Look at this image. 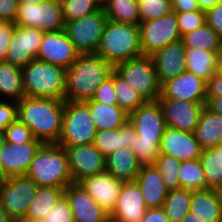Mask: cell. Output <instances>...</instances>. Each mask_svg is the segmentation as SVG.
I'll return each instance as SVG.
<instances>
[{
	"mask_svg": "<svg viewBox=\"0 0 222 222\" xmlns=\"http://www.w3.org/2000/svg\"><path fill=\"white\" fill-rule=\"evenodd\" d=\"M41 145L42 143L36 139L23 144L6 142L0 151V177L26 175L30 163Z\"/></svg>",
	"mask_w": 222,
	"mask_h": 222,
	"instance_id": "5bb4252c",
	"label": "cell"
},
{
	"mask_svg": "<svg viewBox=\"0 0 222 222\" xmlns=\"http://www.w3.org/2000/svg\"><path fill=\"white\" fill-rule=\"evenodd\" d=\"M140 222H170L162 207L149 208Z\"/></svg>",
	"mask_w": 222,
	"mask_h": 222,
	"instance_id": "db71d44e",
	"label": "cell"
},
{
	"mask_svg": "<svg viewBox=\"0 0 222 222\" xmlns=\"http://www.w3.org/2000/svg\"><path fill=\"white\" fill-rule=\"evenodd\" d=\"M154 165L159 170L168 191L180 188L179 172L181 161L177 160L173 156L160 154Z\"/></svg>",
	"mask_w": 222,
	"mask_h": 222,
	"instance_id": "f35d334b",
	"label": "cell"
},
{
	"mask_svg": "<svg viewBox=\"0 0 222 222\" xmlns=\"http://www.w3.org/2000/svg\"><path fill=\"white\" fill-rule=\"evenodd\" d=\"M18 0H0V22L14 23L18 13Z\"/></svg>",
	"mask_w": 222,
	"mask_h": 222,
	"instance_id": "681fc988",
	"label": "cell"
},
{
	"mask_svg": "<svg viewBox=\"0 0 222 222\" xmlns=\"http://www.w3.org/2000/svg\"><path fill=\"white\" fill-rule=\"evenodd\" d=\"M214 148L219 152V162H220V167L222 168V143H220Z\"/></svg>",
	"mask_w": 222,
	"mask_h": 222,
	"instance_id": "6125c7cd",
	"label": "cell"
},
{
	"mask_svg": "<svg viewBox=\"0 0 222 222\" xmlns=\"http://www.w3.org/2000/svg\"><path fill=\"white\" fill-rule=\"evenodd\" d=\"M201 167L205 174L206 189H215L222 184V168L219 162V152L215 148L202 150Z\"/></svg>",
	"mask_w": 222,
	"mask_h": 222,
	"instance_id": "74e56055",
	"label": "cell"
},
{
	"mask_svg": "<svg viewBox=\"0 0 222 222\" xmlns=\"http://www.w3.org/2000/svg\"><path fill=\"white\" fill-rule=\"evenodd\" d=\"M16 25L11 22H0V61L5 60L7 46Z\"/></svg>",
	"mask_w": 222,
	"mask_h": 222,
	"instance_id": "f907efd6",
	"label": "cell"
},
{
	"mask_svg": "<svg viewBox=\"0 0 222 222\" xmlns=\"http://www.w3.org/2000/svg\"><path fill=\"white\" fill-rule=\"evenodd\" d=\"M21 71L25 96L65 100V68L36 59Z\"/></svg>",
	"mask_w": 222,
	"mask_h": 222,
	"instance_id": "5b68a950",
	"label": "cell"
},
{
	"mask_svg": "<svg viewBox=\"0 0 222 222\" xmlns=\"http://www.w3.org/2000/svg\"><path fill=\"white\" fill-rule=\"evenodd\" d=\"M185 54L186 48L180 39L167 44L150 55L154 62L160 85L186 71Z\"/></svg>",
	"mask_w": 222,
	"mask_h": 222,
	"instance_id": "7402d4cb",
	"label": "cell"
},
{
	"mask_svg": "<svg viewBox=\"0 0 222 222\" xmlns=\"http://www.w3.org/2000/svg\"><path fill=\"white\" fill-rule=\"evenodd\" d=\"M4 135L6 142L12 144L28 143L35 139L31 130L18 119L7 126Z\"/></svg>",
	"mask_w": 222,
	"mask_h": 222,
	"instance_id": "ee69618b",
	"label": "cell"
},
{
	"mask_svg": "<svg viewBox=\"0 0 222 222\" xmlns=\"http://www.w3.org/2000/svg\"><path fill=\"white\" fill-rule=\"evenodd\" d=\"M96 54L113 66L143 56L139 26L108 19Z\"/></svg>",
	"mask_w": 222,
	"mask_h": 222,
	"instance_id": "277c9868",
	"label": "cell"
},
{
	"mask_svg": "<svg viewBox=\"0 0 222 222\" xmlns=\"http://www.w3.org/2000/svg\"><path fill=\"white\" fill-rule=\"evenodd\" d=\"M138 26L143 55L150 56L167 44L181 39L174 11L161 18L140 22Z\"/></svg>",
	"mask_w": 222,
	"mask_h": 222,
	"instance_id": "8fae6325",
	"label": "cell"
},
{
	"mask_svg": "<svg viewBox=\"0 0 222 222\" xmlns=\"http://www.w3.org/2000/svg\"><path fill=\"white\" fill-rule=\"evenodd\" d=\"M108 18L99 11L65 22L64 30L79 54H96Z\"/></svg>",
	"mask_w": 222,
	"mask_h": 222,
	"instance_id": "9c48e42d",
	"label": "cell"
},
{
	"mask_svg": "<svg viewBox=\"0 0 222 222\" xmlns=\"http://www.w3.org/2000/svg\"><path fill=\"white\" fill-rule=\"evenodd\" d=\"M107 18L111 21L139 25L137 0H109L103 7Z\"/></svg>",
	"mask_w": 222,
	"mask_h": 222,
	"instance_id": "836d02e7",
	"label": "cell"
},
{
	"mask_svg": "<svg viewBox=\"0 0 222 222\" xmlns=\"http://www.w3.org/2000/svg\"><path fill=\"white\" fill-rule=\"evenodd\" d=\"M109 0H96V2L101 6V8L104 7V5L108 2Z\"/></svg>",
	"mask_w": 222,
	"mask_h": 222,
	"instance_id": "03108f58",
	"label": "cell"
},
{
	"mask_svg": "<svg viewBox=\"0 0 222 222\" xmlns=\"http://www.w3.org/2000/svg\"><path fill=\"white\" fill-rule=\"evenodd\" d=\"M85 102H99L106 105H118L114 90L112 72L109 77L101 82L91 100Z\"/></svg>",
	"mask_w": 222,
	"mask_h": 222,
	"instance_id": "bcb514c9",
	"label": "cell"
},
{
	"mask_svg": "<svg viewBox=\"0 0 222 222\" xmlns=\"http://www.w3.org/2000/svg\"><path fill=\"white\" fill-rule=\"evenodd\" d=\"M78 55L79 53L63 29L56 32H45L37 60L67 69Z\"/></svg>",
	"mask_w": 222,
	"mask_h": 222,
	"instance_id": "e0dca14e",
	"label": "cell"
},
{
	"mask_svg": "<svg viewBox=\"0 0 222 222\" xmlns=\"http://www.w3.org/2000/svg\"><path fill=\"white\" fill-rule=\"evenodd\" d=\"M63 148L68 157V166L74 183L85 177L105 172L106 158L93 144Z\"/></svg>",
	"mask_w": 222,
	"mask_h": 222,
	"instance_id": "4fadbf2b",
	"label": "cell"
},
{
	"mask_svg": "<svg viewBox=\"0 0 222 222\" xmlns=\"http://www.w3.org/2000/svg\"><path fill=\"white\" fill-rule=\"evenodd\" d=\"M16 26L37 28L44 32H56L64 29L65 21L62 6L51 0L35 3L19 2Z\"/></svg>",
	"mask_w": 222,
	"mask_h": 222,
	"instance_id": "30bf717a",
	"label": "cell"
},
{
	"mask_svg": "<svg viewBox=\"0 0 222 222\" xmlns=\"http://www.w3.org/2000/svg\"><path fill=\"white\" fill-rule=\"evenodd\" d=\"M63 194L64 189L61 187L38 186L37 194L29 205L23 220L41 222Z\"/></svg>",
	"mask_w": 222,
	"mask_h": 222,
	"instance_id": "1f68e13d",
	"label": "cell"
},
{
	"mask_svg": "<svg viewBox=\"0 0 222 222\" xmlns=\"http://www.w3.org/2000/svg\"><path fill=\"white\" fill-rule=\"evenodd\" d=\"M92 120L98 130H115L129 120V114L118 105H106L99 102H85Z\"/></svg>",
	"mask_w": 222,
	"mask_h": 222,
	"instance_id": "f1b7e54d",
	"label": "cell"
},
{
	"mask_svg": "<svg viewBox=\"0 0 222 222\" xmlns=\"http://www.w3.org/2000/svg\"><path fill=\"white\" fill-rule=\"evenodd\" d=\"M141 164L135 153L127 147L118 148L106 158L105 171L123 182L135 181Z\"/></svg>",
	"mask_w": 222,
	"mask_h": 222,
	"instance_id": "4316f807",
	"label": "cell"
},
{
	"mask_svg": "<svg viewBox=\"0 0 222 222\" xmlns=\"http://www.w3.org/2000/svg\"><path fill=\"white\" fill-rule=\"evenodd\" d=\"M214 190L217 195L218 202L220 204L221 214H222V184L218 185Z\"/></svg>",
	"mask_w": 222,
	"mask_h": 222,
	"instance_id": "91938a15",
	"label": "cell"
},
{
	"mask_svg": "<svg viewBox=\"0 0 222 222\" xmlns=\"http://www.w3.org/2000/svg\"><path fill=\"white\" fill-rule=\"evenodd\" d=\"M78 183L108 215L113 212L124 184L106 171L85 177Z\"/></svg>",
	"mask_w": 222,
	"mask_h": 222,
	"instance_id": "2e32d148",
	"label": "cell"
},
{
	"mask_svg": "<svg viewBox=\"0 0 222 222\" xmlns=\"http://www.w3.org/2000/svg\"><path fill=\"white\" fill-rule=\"evenodd\" d=\"M114 70L138 92L144 101L158 100L161 95V85L151 56L143 55L119 62L114 66Z\"/></svg>",
	"mask_w": 222,
	"mask_h": 222,
	"instance_id": "52a82bcc",
	"label": "cell"
},
{
	"mask_svg": "<svg viewBox=\"0 0 222 222\" xmlns=\"http://www.w3.org/2000/svg\"><path fill=\"white\" fill-rule=\"evenodd\" d=\"M206 24L222 39V1L205 11Z\"/></svg>",
	"mask_w": 222,
	"mask_h": 222,
	"instance_id": "c3c4849f",
	"label": "cell"
},
{
	"mask_svg": "<svg viewBox=\"0 0 222 222\" xmlns=\"http://www.w3.org/2000/svg\"><path fill=\"white\" fill-rule=\"evenodd\" d=\"M51 1L54 2L55 4L62 6L67 0H51Z\"/></svg>",
	"mask_w": 222,
	"mask_h": 222,
	"instance_id": "003e7915",
	"label": "cell"
},
{
	"mask_svg": "<svg viewBox=\"0 0 222 222\" xmlns=\"http://www.w3.org/2000/svg\"><path fill=\"white\" fill-rule=\"evenodd\" d=\"M100 9L96 0H67L62 5L65 22L91 15Z\"/></svg>",
	"mask_w": 222,
	"mask_h": 222,
	"instance_id": "60d3db41",
	"label": "cell"
},
{
	"mask_svg": "<svg viewBox=\"0 0 222 222\" xmlns=\"http://www.w3.org/2000/svg\"><path fill=\"white\" fill-rule=\"evenodd\" d=\"M135 182L140 187L147 209L162 207L168 190L154 164L141 165Z\"/></svg>",
	"mask_w": 222,
	"mask_h": 222,
	"instance_id": "cb8c5ba5",
	"label": "cell"
},
{
	"mask_svg": "<svg viewBox=\"0 0 222 222\" xmlns=\"http://www.w3.org/2000/svg\"><path fill=\"white\" fill-rule=\"evenodd\" d=\"M191 190L179 188L168 191L162 209L170 222H181L190 211Z\"/></svg>",
	"mask_w": 222,
	"mask_h": 222,
	"instance_id": "e575fe53",
	"label": "cell"
},
{
	"mask_svg": "<svg viewBox=\"0 0 222 222\" xmlns=\"http://www.w3.org/2000/svg\"><path fill=\"white\" fill-rule=\"evenodd\" d=\"M210 110L222 115V97H206V104Z\"/></svg>",
	"mask_w": 222,
	"mask_h": 222,
	"instance_id": "11a10c76",
	"label": "cell"
},
{
	"mask_svg": "<svg viewBox=\"0 0 222 222\" xmlns=\"http://www.w3.org/2000/svg\"><path fill=\"white\" fill-rule=\"evenodd\" d=\"M0 222H15L6 212V210L0 205Z\"/></svg>",
	"mask_w": 222,
	"mask_h": 222,
	"instance_id": "6f0895ef",
	"label": "cell"
},
{
	"mask_svg": "<svg viewBox=\"0 0 222 222\" xmlns=\"http://www.w3.org/2000/svg\"><path fill=\"white\" fill-rule=\"evenodd\" d=\"M220 53L199 48H186V71L207 82L217 72Z\"/></svg>",
	"mask_w": 222,
	"mask_h": 222,
	"instance_id": "f546056e",
	"label": "cell"
},
{
	"mask_svg": "<svg viewBox=\"0 0 222 222\" xmlns=\"http://www.w3.org/2000/svg\"><path fill=\"white\" fill-rule=\"evenodd\" d=\"M65 100L24 96L17 101V119L42 144H57L62 132Z\"/></svg>",
	"mask_w": 222,
	"mask_h": 222,
	"instance_id": "6da1fadb",
	"label": "cell"
},
{
	"mask_svg": "<svg viewBox=\"0 0 222 222\" xmlns=\"http://www.w3.org/2000/svg\"><path fill=\"white\" fill-rule=\"evenodd\" d=\"M129 121L141 139L161 140L166 128L164 112L158 100L145 101L129 114Z\"/></svg>",
	"mask_w": 222,
	"mask_h": 222,
	"instance_id": "9a60e30c",
	"label": "cell"
},
{
	"mask_svg": "<svg viewBox=\"0 0 222 222\" xmlns=\"http://www.w3.org/2000/svg\"><path fill=\"white\" fill-rule=\"evenodd\" d=\"M74 222H110V217L98 203L80 186L71 183L64 189Z\"/></svg>",
	"mask_w": 222,
	"mask_h": 222,
	"instance_id": "44dd1931",
	"label": "cell"
},
{
	"mask_svg": "<svg viewBox=\"0 0 222 222\" xmlns=\"http://www.w3.org/2000/svg\"><path fill=\"white\" fill-rule=\"evenodd\" d=\"M181 222H203V221H201L198 217H196V215L192 211H189Z\"/></svg>",
	"mask_w": 222,
	"mask_h": 222,
	"instance_id": "680465c9",
	"label": "cell"
},
{
	"mask_svg": "<svg viewBox=\"0 0 222 222\" xmlns=\"http://www.w3.org/2000/svg\"><path fill=\"white\" fill-rule=\"evenodd\" d=\"M206 97H222V76L217 72L206 82Z\"/></svg>",
	"mask_w": 222,
	"mask_h": 222,
	"instance_id": "816d5d0a",
	"label": "cell"
},
{
	"mask_svg": "<svg viewBox=\"0 0 222 222\" xmlns=\"http://www.w3.org/2000/svg\"><path fill=\"white\" fill-rule=\"evenodd\" d=\"M202 149L194 132L166 126L160 141V154L173 156L179 161L200 159Z\"/></svg>",
	"mask_w": 222,
	"mask_h": 222,
	"instance_id": "ffe728a7",
	"label": "cell"
},
{
	"mask_svg": "<svg viewBox=\"0 0 222 222\" xmlns=\"http://www.w3.org/2000/svg\"><path fill=\"white\" fill-rule=\"evenodd\" d=\"M160 141L141 139L136 133L133 134V142L130 149L135 153L141 165L154 164L160 156Z\"/></svg>",
	"mask_w": 222,
	"mask_h": 222,
	"instance_id": "ab89813d",
	"label": "cell"
},
{
	"mask_svg": "<svg viewBox=\"0 0 222 222\" xmlns=\"http://www.w3.org/2000/svg\"><path fill=\"white\" fill-rule=\"evenodd\" d=\"M19 2H24V3H35L39 4L40 2H44L46 0H18Z\"/></svg>",
	"mask_w": 222,
	"mask_h": 222,
	"instance_id": "e7e4bbea",
	"label": "cell"
},
{
	"mask_svg": "<svg viewBox=\"0 0 222 222\" xmlns=\"http://www.w3.org/2000/svg\"><path fill=\"white\" fill-rule=\"evenodd\" d=\"M181 37L206 24L205 11L175 12Z\"/></svg>",
	"mask_w": 222,
	"mask_h": 222,
	"instance_id": "7bdbcfd3",
	"label": "cell"
},
{
	"mask_svg": "<svg viewBox=\"0 0 222 222\" xmlns=\"http://www.w3.org/2000/svg\"><path fill=\"white\" fill-rule=\"evenodd\" d=\"M147 208L139 185L135 181L124 182L110 222H140Z\"/></svg>",
	"mask_w": 222,
	"mask_h": 222,
	"instance_id": "603a6c76",
	"label": "cell"
},
{
	"mask_svg": "<svg viewBox=\"0 0 222 222\" xmlns=\"http://www.w3.org/2000/svg\"><path fill=\"white\" fill-rule=\"evenodd\" d=\"M222 0H197L199 10L207 11L213 8L216 4L220 3Z\"/></svg>",
	"mask_w": 222,
	"mask_h": 222,
	"instance_id": "9f6ffc18",
	"label": "cell"
},
{
	"mask_svg": "<svg viewBox=\"0 0 222 222\" xmlns=\"http://www.w3.org/2000/svg\"><path fill=\"white\" fill-rule=\"evenodd\" d=\"M113 70L114 66L97 54H79L66 69L65 101L91 100L101 82Z\"/></svg>",
	"mask_w": 222,
	"mask_h": 222,
	"instance_id": "7a4b0ae2",
	"label": "cell"
},
{
	"mask_svg": "<svg viewBox=\"0 0 222 222\" xmlns=\"http://www.w3.org/2000/svg\"><path fill=\"white\" fill-rule=\"evenodd\" d=\"M217 73L222 76V53L218 57Z\"/></svg>",
	"mask_w": 222,
	"mask_h": 222,
	"instance_id": "94428289",
	"label": "cell"
},
{
	"mask_svg": "<svg viewBox=\"0 0 222 222\" xmlns=\"http://www.w3.org/2000/svg\"><path fill=\"white\" fill-rule=\"evenodd\" d=\"M37 190L38 186L26 175L2 178L0 205L15 222L23 220Z\"/></svg>",
	"mask_w": 222,
	"mask_h": 222,
	"instance_id": "ba28073f",
	"label": "cell"
},
{
	"mask_svg": "<svg viewBox=\"0 0 222 222\" xmlns=\"http://www.w3.org/2000/svg\"><path fill=\"white\" fill-rule=\"evenodd\" d=\"M140 22L161 18L172 11L170 0H137Z\"/></svg>",
	"mask_w": 222,
	"mask_h": 222,
	"instance_id": "b9f144b4",
	"label": "cell"
},
{
	"mask_svg": "<svg viewBox=\"0 0 222 222\" xmlns=\"http://www.w3.org/2000/svg\"><path fill=\"white\" fill-rule=\"evenodd\" d=\"M16 222H30V221H26V220H19V221H16Z\"/></svg>",
	"mask_w": 222,
	"mask_h": 222,
	"instance_id": "a7ac6f4b",
	"label": "cell"
},
{
	"mask_svg": "<svg viewBox=\"0 0 222 222\" xmlns=\"http://www.w3.org/2000/svg\"><path fill=\"white\" fill-rule=\"evenodd\" d=\"M164 112L166 126L194 132L206 103L158 98Z\"/></svg>",
	"mask_w": 222,
	"mask_h": 222,
	"instance_id": "ac0fdd59",
	"label": "cell"
},
{
	"mask_svg": "<svg viewBox=\"0 0 222 222\" xmlns=\"http://www.w3.org/2000/svg\"><path fill=\"white\" fill-rule=\"evenodd\" d=\"M44 34L37 28L16 26L7 46L5 61L22 68L36 60Z\"/></svg>",
	"mask_w": 222,
	"mask_h": 222,
	"instance_id": "7c38bea8",
	"label": "cell"
},
{
	"mask_svg": "<svg viewBox=\"0 0 222 222\" xmlns=\"http://www.w3.org/2000/svg\"><path fill=\"white\" fill-rule=\"evenodd\" d=\"M6 143L4 132H0V151Z\"/></svg>",
	"mask_w": 222,
	"mask_h": 222,
	"instance_id": "be15d7a7",
	"label": "cell"
},
{
	"mask_svg": "<svg viewBox=\"0 0 222 222\" xmlns=\"http://www.w3.org/2000/svg\"><path fill=\"white\" fill-rule=\"evenodd\" d=\"M194 135L202 150L214 148L222 143V115L204 106Z\"/></svg>",
	"mask_w": 222,
	"mask_h": 222,
	"instance_id": "d4e9b609",
	"label": "cell"
},
{
	"mask_svg": "<svg viewBox=\"0 0 222 222\" xmlns=\"http://www.w3.org/2000/svg\"><path fill=\"white\" fill-rule=\"evenodd\" d=\"M17 101L0 100V132H4L9 124L17 120Z\"/></svg>",
	"mask_w": 222,
	"mask_h": 222,
	"instance_id": "7dc6e473",
	"label": "cell"
},
{
	"mask_svg": "<svg viewBox=\"0 0 222 222\" xmlns=\"http://www.w3.org/2000/svg\"><path fill=\"white\" fill-rule=\"evenodd\" d=\"M185 48H199L202 50L221 52L222 39L207 24L181 37Z\"/></svg>",
	"mask_w": 222,
	"mask_h": 222,
	"instance_id": "d6a6232c",
	"label": "cell"
},
{
	"mask_svg": "<svg viewBox=\"0 0 222 222\" xmlns=\"http://www.w3.org/2000/svg\"><path fill=\"white\" fill-rule=\"evenodd\" d=\"M96 131L90 108L85 102L65 101L58 145L70 147L92 144Z\"/></svg>",
	"mask_w": 222,
	"mask_h": 222,
	"instance_id": "8992f818",
	"label": "cell"
},
{
	"mask_svg": "<svg viewBox=\"0 0 222 222\" xmlns=\"http://www.w3.org/2000/svg\"><path fill=\"white\" fill-rule=\"evenodd\" d=\"M172 11L193 12L199 10L197 0H170Z\"/></svg>",
	"mask_w": 222,
	"mask_h": 222,
	"instance_id": "f5cc1de1",
	"label": "cell"
},
{
	"mask_svg": "<svg viewBox=\"0 0 222 222\" xmlns=\"http://www.w3.org/2000/svg\"><path fill=\"white\" fill-rule=\"evenodd\" d=\"M159 98L206 103V81L185 71L161 85Z\"/></svg>",
	"mask_w": 222,
	"mask_h": 222,
	"instance_id": "d6986e66",
	"label": "cell"
},
{
	"mask_svg": "<svg viewBox=\"0 0 222 222\" xmlns=\"http://www.w3.org/2000/svg\"><path fill=\"white\" fill-rule=\"evenodd\" d=\"M24 96L21 68L0 61V100L19 101Z\"/></svg>",
	"mask_w": 222,
	"mask_h": 222,
	"instance_id": "4dcf8cb0",
	"label": "cell"
},
{
	"mask_svg": "<svg viewBox=\"0 0 222 222\" xmlns=\"http://www.w3.org/2000/svg\"><path fill=\"white\" fill-rule=\"evenodd\" d=\"M26 176L39 187H61L73 183L68 157L58 144H42L30 163Z\"/></svg>",
	"mask_w": 222,
	"mask_h": 222,
	"instance_id": "3957f363",
	"label": "cell"
},
{
	"mask_svg": "<svg viewBox=\"0 0 222 222\" xmlns=\"http://www.w3.org/2000/svg\"><path fill=\"white\" fill-rule=\"evenodd\" d=\"M112 79L118 106L128 114L145 102L138 92L115 70L112 71Z\"/></svg>",
	"mask_w": 222,
	"mask_h": 222,
	"instance_id": "d590c367",
	"label": "cell"
},
{
	"mask_svg": "<svg viewBox=\"0 0 222 222\" xmlns=\"http://www.w3.org/2000/svg\"><path fill=\"white\" fill-rule=\"evenodd\" d=\"M41 222H74L68 198L63 194Z\"/></svg>",
	"mask_w": 222,
	"mask_h": 222,
	"instance_id": "f6af8a7d",
	"label": "cell"
},
{
	"mask_svg": "<svg viewBox=\"0 0 222 222\" xmlns=\"http://www.w3.org/2000/svg\"><path fill=\"white\" fill-rule=\"evenodd\" d=\"M179 178L180 188L189 190L206 189V179L200 159L181 161Z\"/></svg>",
	"mask_w": 222,
	"mask_h": 222,
	"instance_id": "8d00e7d4",
	"label": "cell"
},
{
	"mask_svg": "<svg viewBox=\"0 0 222 222\" xmlns=\"http://www.w3.org/2000/svg\"><path fill=\"white\" fill-rule=\"evenodd\" d=\"M133 134H135L134 126L128 120L118 129L96 131L92 144L107 158L118 148H130V144L133 142Z\"/></svg>",
	"mask_w": 222,
	"mask_h": 222,
	"instance_id": "484cf974",
	"label": "cell"
},
{
	"mask_svg": "<svg viewBox=\"0 0 222 222\" xmlns=\"http://www.w3.org/2000/svg\"><path fill=\"white\" fill-rule=\"evenodd\" d=\"M190 211L203 222H222L220 204L214 189L191 190Z\"/></svg>",
	"mask_w": 222,
	"mask_h": 222,
	"instance_id": "83f0119b",
	"label": "cell"
}]
</instances>
